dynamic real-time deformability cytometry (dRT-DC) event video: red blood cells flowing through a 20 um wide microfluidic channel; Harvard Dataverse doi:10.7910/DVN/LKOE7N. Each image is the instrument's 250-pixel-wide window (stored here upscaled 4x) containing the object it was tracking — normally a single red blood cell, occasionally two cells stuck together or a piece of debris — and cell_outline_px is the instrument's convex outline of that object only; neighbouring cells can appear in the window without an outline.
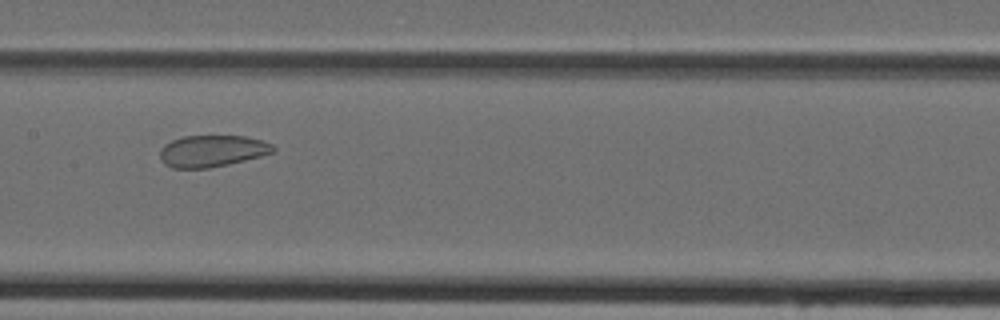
{"species": "Egyptian fruit bat (a non-hibernating species)", "species_latin": "Rousettus aegyptiacus", "temperature_condition": "cold", "stored_images_in_passage": 30, "camera_frame_rate_fps": 3000, "um_per_image_px": 0.085, "animal": {"sex": "female"}, "frame": {"image": 1, "passage_image": 12, "time_ms": 3.667, "image_size_px": [1000, 320], "cell_outline_px": [[276, 148], [272, 152], [260, 156], [228, 164], [208, 168], [172, 168], [164, 164], [160, 160], [160, 148], [164, 144], [172, 140], [184, 136], [244, 136], [264, 140], [272, 144]], "centroid_in_image_um": [18.0, 12.83], "position_along_channel_um": 189.4, "area_um2": 20.92}}
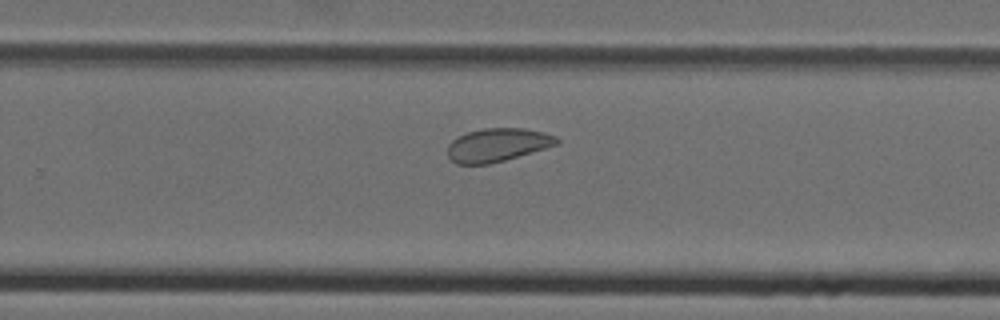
{"frame": {"image": 2, "passage_image": 19, "time_ms": 6.0, "image_size_px": [1000, 320], "cell_outline_px": [[560, 144], [504, 160], [488, 164], [456, 164], [448, 156], [448, 144], [452, 140], [468, 132], [484, 128], [524, 128], [544, 132], [556, 136], [560, 140]], "centroid_in_image_um": [42.31, 12.31], "position_along_channel_um": 287.5, "area_um2": 21.15}}
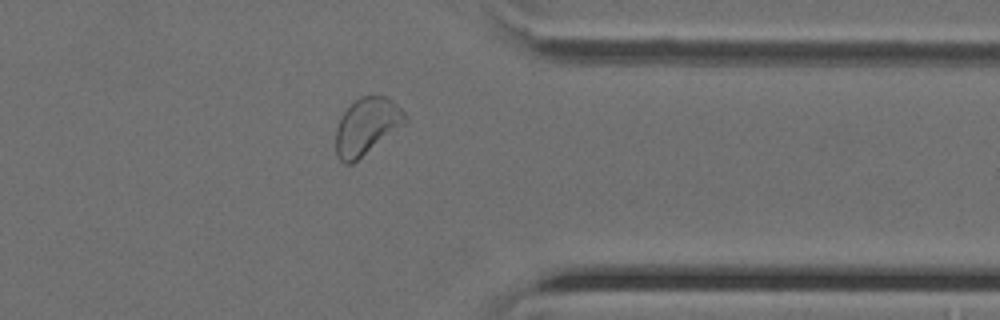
{"frame": {"image": 3, "passage_image": 26, "time_ms": 8.333, "image_size_px": [1000, 320], "cell_outline_px": [[408, 120], [404, 124], [352, 164], [344, 164], [340, 160], [336, 152], [336, 128], [340, 116], [360, 96], [388, 96], [408, 116]], "centroid_in_image_um": [31.16, 10.73], "position_along_channel_um": 380.2, "area_um2": 22.72}}